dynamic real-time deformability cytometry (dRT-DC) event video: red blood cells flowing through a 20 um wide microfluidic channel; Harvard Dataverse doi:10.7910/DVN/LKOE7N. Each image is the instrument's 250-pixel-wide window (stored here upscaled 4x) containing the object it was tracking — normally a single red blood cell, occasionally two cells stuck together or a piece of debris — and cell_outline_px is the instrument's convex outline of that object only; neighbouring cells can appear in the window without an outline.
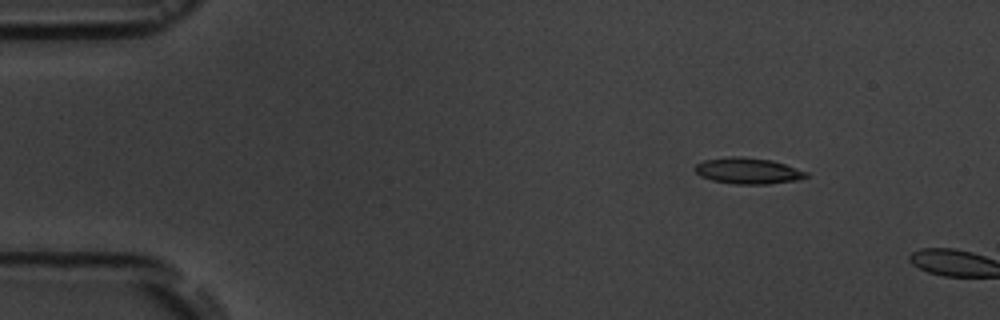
{"species": "common noctule bat (a hibernating species)", "species_latin": "Nyctalus noctula", "temperature_condition": "room temperature", "stored_images_in_passage": 3, "camera_frame_rate_fps": 3000, "um_per_image_px": 0.085, "animal": {"sex": "male", "body_mass_g": 19.5, "forearm_length_mm": 54.6}, "frame": {"image": 1, "passage_image": 2, "time_ms": 2.0, "image_size_px": [1000, 320], "cell_outline_px": [[808, 176], [800, 180], [768, 184], [736, 184], [712, 180], [700, 176], [692, 168], [696, 164], [704, 160], [732, 156], [740, 156], [772, 160], [808, 172]], "centroid_in_image_um": [63.57, 14.52], "position_along_channel_um": 21.4, "area_um2": 16.99}}